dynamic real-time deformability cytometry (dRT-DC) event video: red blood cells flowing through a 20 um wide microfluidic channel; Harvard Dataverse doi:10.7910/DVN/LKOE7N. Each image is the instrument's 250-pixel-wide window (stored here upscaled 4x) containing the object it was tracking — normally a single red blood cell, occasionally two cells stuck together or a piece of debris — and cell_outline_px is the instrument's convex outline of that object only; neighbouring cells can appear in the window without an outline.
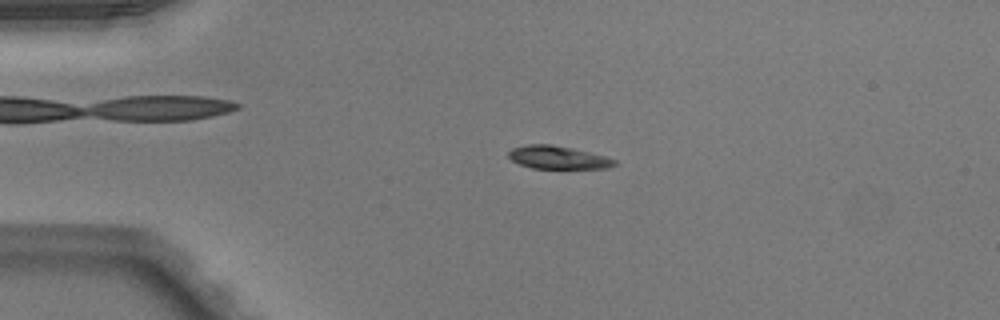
{"species": "Egyptian fruit bat (a non-hibernating species)", "species_latin": "Rousettus aegyptiacus", "temperature_condition": "warm", "stored_images_in_passage": 42, "camera_frame_rate_fps": 3000, "um_per_image_px": 0.085, "animal": {"sex": "male"}, "frame": {"image": 1, "passage_image": 4, "time_ms": 1.0, "image_size_px": [1000, 320], "cell_outline_px": [[620, 164], [608, 168], [532, 168], [520, 164], [512, 160], [508, 156], [508, 152], [512, 148], [528, 144], [552, 144], [572, 148], [604, 156], [616, 160]], "centroid_in_image_um": [47.44, 13.38], "position_along_channel_um": 37.6, "area_um2": 14.16}}
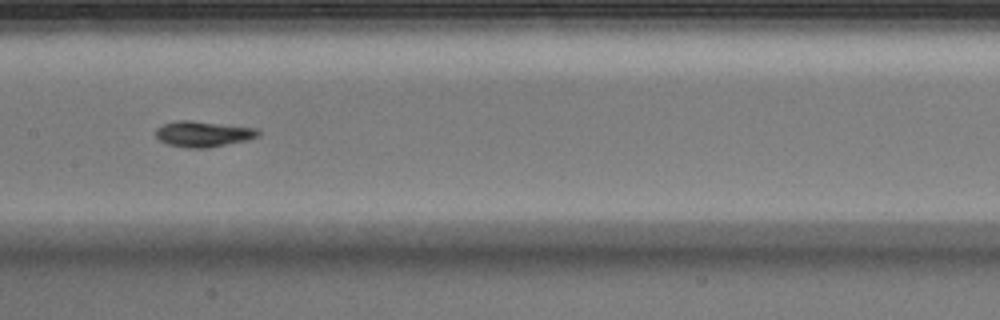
{"frame": {"image": 2, "passage_image": 18, "time_ms": 5.667, "image_size_px": [1000, 320], "cell_outline_px": [[260, 136], [248, 140], [208, 148], [188, 148], [168, 144], [160, 140], [156, 136], [156, 128], [164, 124], [176, 120], [192, 120], [256, 128], [260, 132]], "centroid_in_image_um": [17.29, 11.38], "position_along_channel_um": 190.1, "area_um2": 15.43}}
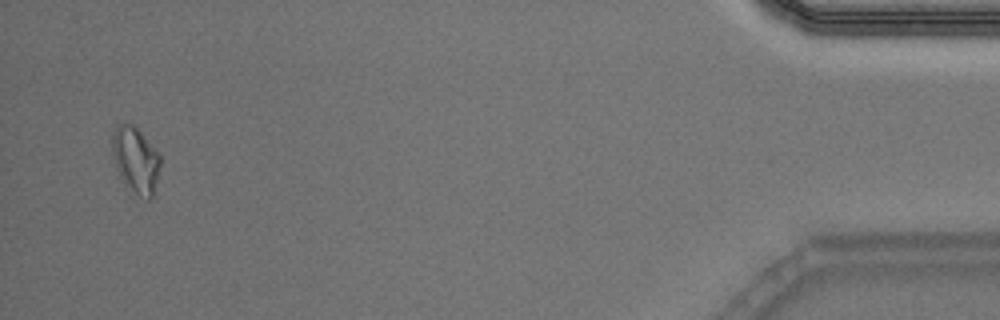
{"frame": {"image": 3, "passage_image": 41, "time_ms": 13.333, "image_size_px": [1000, 320], "cell_outline_px": [[160, 164], [152, 196], [148, 200], [140, 196], [124, 184], [116, 168], [112, 152], [112, 132], [116, 124], [132, 124], [140, 132], [160, 156]], "centroid_in_image_um": [11.49, 13.58], "position_along_channel_um": 423.7, "area_um2": 18.09}, "authors_computed_cell_mechanics": {"area_um2": 15.028, "velocity_mm_per_s": 4.0721, "shape_relaxation_time_tau1_ms": 3.7226, "shape_relaxation_time_tau2_ms": 2.4148, "deformation_change_tau1": 0.1942, "deformation_change_tau2": 0.0795}}